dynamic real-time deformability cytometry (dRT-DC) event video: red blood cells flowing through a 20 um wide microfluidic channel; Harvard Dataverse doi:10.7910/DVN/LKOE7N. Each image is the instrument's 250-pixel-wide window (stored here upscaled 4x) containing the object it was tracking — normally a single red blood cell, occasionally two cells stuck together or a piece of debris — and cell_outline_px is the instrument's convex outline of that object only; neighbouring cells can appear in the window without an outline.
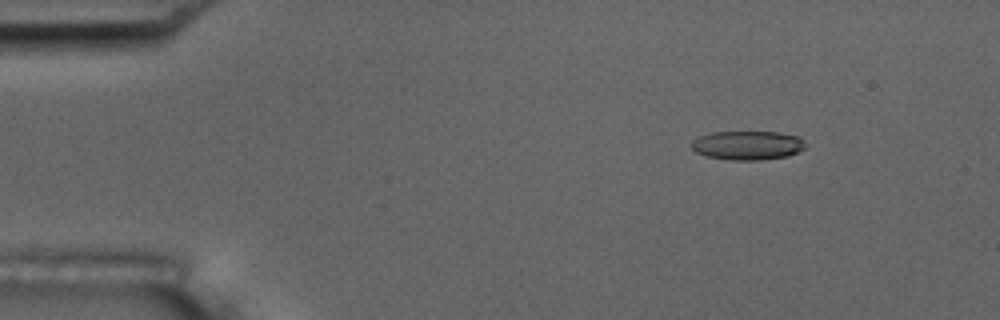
{"species": "common noctule bat (a hibernating species)", "species_latin": "Nyctalus noctula", "temperature_condition": "room temperature", "stored_images_in_passage": 49, "camera_frame_rate_fps": 3000, "um_per_image_px": 0.085, "animal": {"sex": "male", "body_mass_g": 17.5, "forearm_length_mm": 52.3}, "frame": {"image": 1, "passage_image": 2, "time_ms": 0.333, "image_size_px": [1000, 320], "cell_outline_px": [[808, 144], [804, 148], [788, 156], [760, 160], [732, 160], [708, 156], [696, 152], [688, 144], [692, 140], [700, 136], [712, 132], [776, 132], [800, 136]], "centroid_in_image_um": [63.55, 12.34], "position_along_channel_um": 21.4, "area_um2": 19.36}}
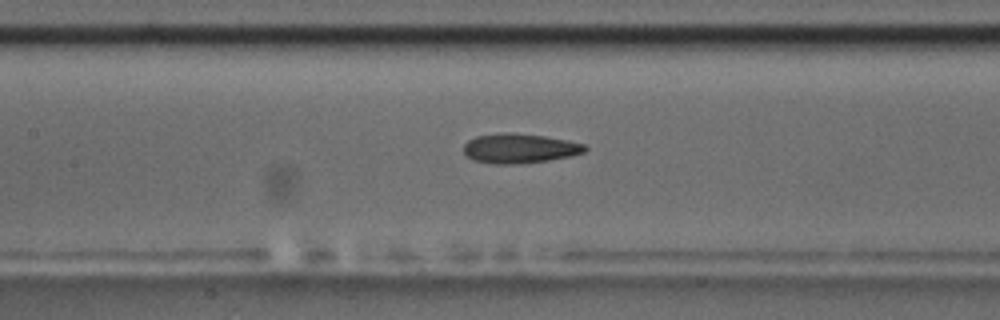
{"frame": {"image": 2, "passage_image": 20, "time_ms": 6.333, "image_size_px": [1000, 320], "cell_outline_px": [[588, 148], [584, 152], [568, 156], [548, 160], [512, 164], [492, 164], [472, 160], [464, 152], [464, 144], [468, 140], [476, 136], [504, 132], [512, 132], [544, 136], [568, 140], [584, 144]], "centroid_in_image_um": [44.13, 12.6], "position_along_channel_um": 163.3, "area_um2": 20.87}}
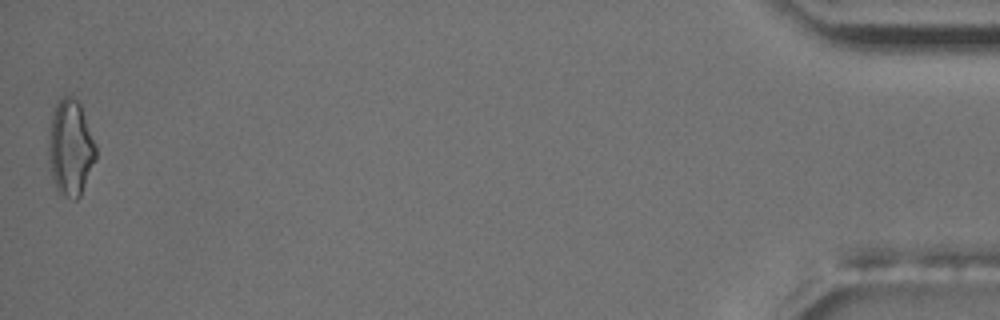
{"frame": {"image": 3, "passage_image": 49, "time_ms": 16.0, "image_size_px": [1000, 320], "cell_outline_px": [[96, 160], [80, 196], [76, 200], [60, 196], [56, 188], [52, 176], [48, 152], [48, 128], [52, 112], [56, 104], [64, 96], [68, 96], [76, 100], [80, 104], [96, 148]], "centroid_in_image_um": [5.97, 12.6], "position_along_channel_um": 429.2, "area_um2": 26.41}, "authors_computed_cell_mechanics": {"area_um2": 20.6346, "velocity_mm_per_s": 3.7191, "shape_relaxation_time_tau1_ms": 5.8761, "shape_relaxation_time_tau2_ms": 2.7623, "deformation_change_tau1": 0.1899, "deformation_change_tau2": 0.1265}}